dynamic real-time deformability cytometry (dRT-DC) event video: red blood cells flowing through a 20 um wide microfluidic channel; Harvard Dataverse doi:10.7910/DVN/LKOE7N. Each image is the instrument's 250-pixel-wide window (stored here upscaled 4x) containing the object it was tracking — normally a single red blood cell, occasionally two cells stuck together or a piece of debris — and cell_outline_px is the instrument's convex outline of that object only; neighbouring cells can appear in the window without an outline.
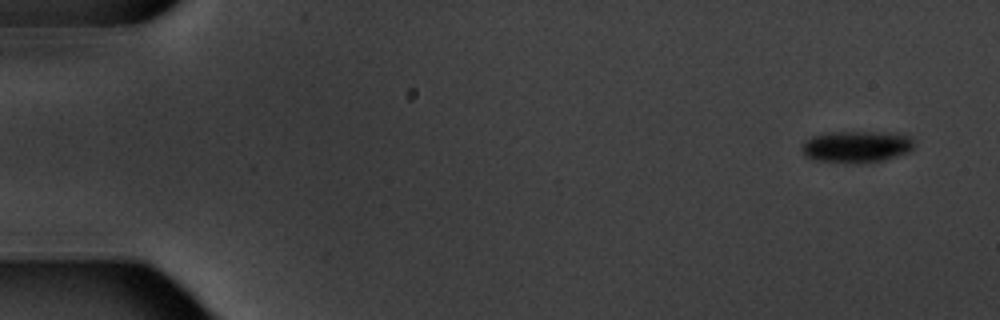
{"species": "common noctule bat (a hibernating species)", "species_latin": "Nyctalus noctula", "temperature_condition": "warm", "stored_images_in_passage": 6, "camera_frame_rate_fps": 3000, "um_per_image_px": 0.085, "animal": {"sex": "male", "body_mass_g": 20.1, "forearm_length_mm": 53.5}, "frame": {"image": 1, "passage_image": 1, "time_ms": 0.0, "image_size_px": [1000, 320], "cell_outline_px": [[916, 144], [908, 152], [884, 160], [812, 160], [804, 156], [800, 148], [804, 140], [812, 136], [828, 132], [876, 132], [908, 136]], "centroid_in_image_um": [72.74, 12.42], "position_along_channel_um": 12.3, "area_um2": 19.88}}
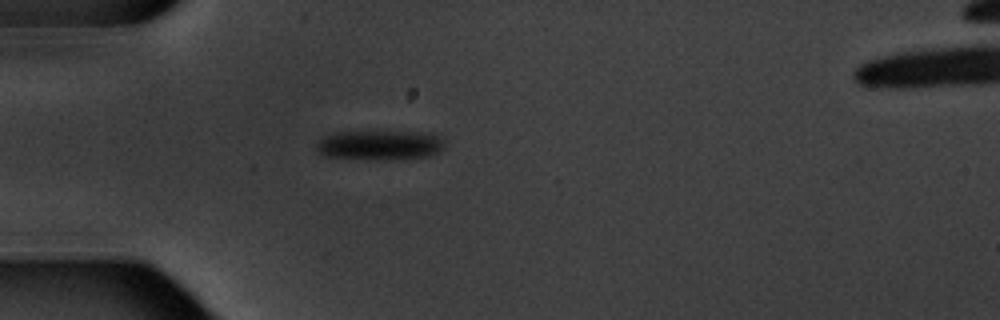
{"frame": {"image": 2, "passage_image": 5, "time_ms": 4.667, "image_size_px": [1000, 320], "cell_outline_px": [[448, 140], [444, 148], [428, 156], [324, 156], [316, 148], [316, 144], [324, 136], [336, 132], [436, 132], [444, 136]], "centroid_in_image_um": [32.42, 12.24], "position_along_channel_um": 52.6, "area_um2": 20.92}}